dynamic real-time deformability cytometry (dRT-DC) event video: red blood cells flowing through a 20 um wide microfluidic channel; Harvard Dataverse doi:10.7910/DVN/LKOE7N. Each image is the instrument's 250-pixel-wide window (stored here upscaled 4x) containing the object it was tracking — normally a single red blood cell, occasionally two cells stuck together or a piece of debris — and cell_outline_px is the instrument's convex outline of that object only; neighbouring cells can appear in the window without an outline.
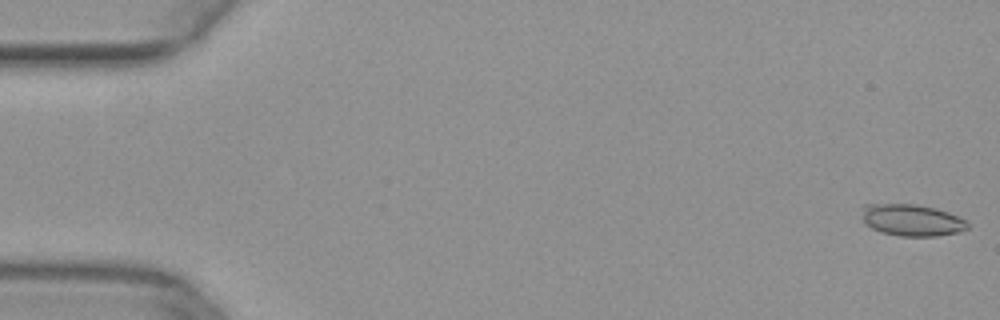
{"species": "common noctule bat (a hibernating species)", "species_latin": "Nyctalus noctula", "temperature_condition": "warm", "stored_images_in_passage": 51, "camera_frame_rate_fps": 3000, "um_per_image_px": 0.085, "animal": {"sex": "female", "body_mass_g": 29.2, "forearm_length_mm": 56.3}, "frame": {"image": 1, "passage_image": 1, "time_ms": 0.0, "image_size_px": [1000, 320], "cell_outline_px": [[968, 228], [960, 232], [936, 236], [900, 236], [880, 232], [864, 224], [864, 204], [916, 204], [936, 208], [948, 212], [968, 220]], "centroid_in_image_um": [77.55, 18.71], "position_along_channel_um": 7.4, "area_um2": 19.59}}
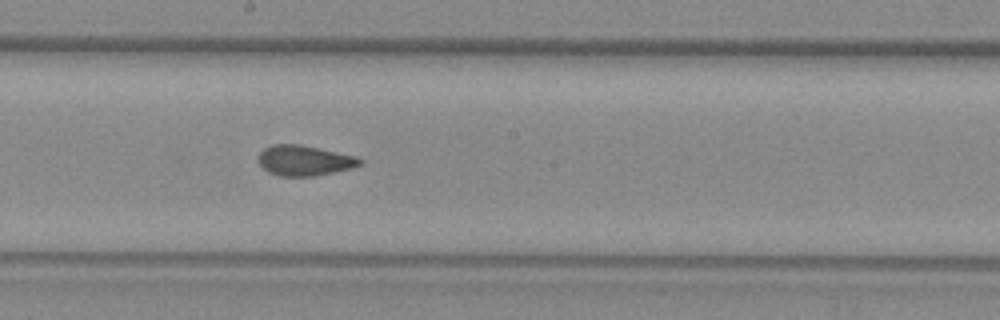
{"frame": {"image": 2, "passage_image": 28, "time_ms": 9.0, "image_size_px": [1000, 320], "cell_outline_px": [[364, 164], [352, 168], [316, 176], [280, 176], [268, 172], [256, 160], [260, 152], [264, 148], [272, 144], [300, 144], [356, 156], [364, 160]], "centroid_in_image_um": [25.88, 13.64], "position_along_channel_um": 222.3, "area_um2": 18.15}}
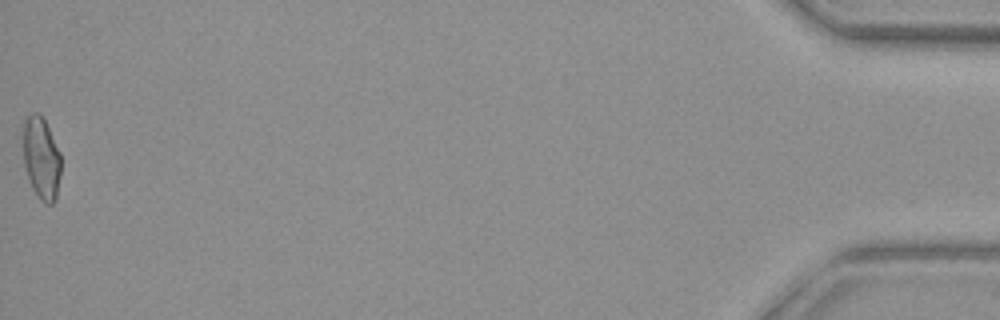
{"frame": {"image": 3, "passage_image": 51, "time_ms": 16.667, "image_size_px": [1000, 320], "cell_outline_px": [[60, 176], [56, 200], [52, 204], [44, 204], [40, 200], [32, 188], [24, 164], [24, 120], [32, 112], [40, 112], [60, 152]], "centroid_in_image_um": [3.52, 13.47], "position_along_channel_um": 431.7, "area_um2": 18.03}}